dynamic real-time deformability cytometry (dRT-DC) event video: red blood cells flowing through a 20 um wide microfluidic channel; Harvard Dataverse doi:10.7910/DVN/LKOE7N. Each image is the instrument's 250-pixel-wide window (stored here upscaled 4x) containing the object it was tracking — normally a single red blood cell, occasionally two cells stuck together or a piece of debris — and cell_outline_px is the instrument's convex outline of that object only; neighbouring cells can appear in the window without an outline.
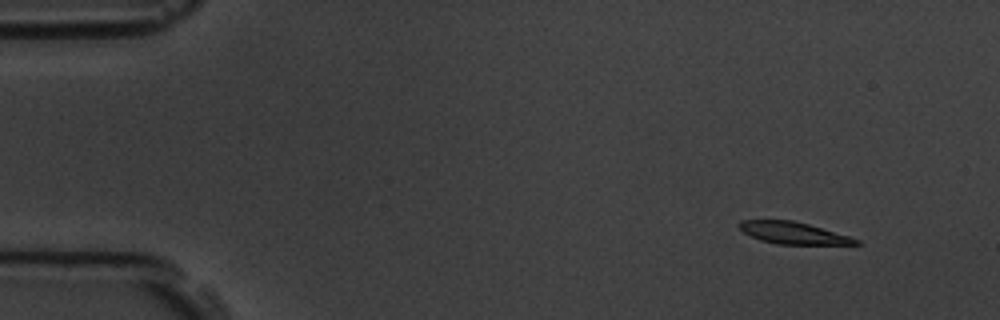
{"species": "common noctule bat (a hibernating species)", "species_latin": "Nyctalus noctula", "temperature_condition": "room temperature", "stored_images_in_passage": 3, "camera_frame_rate_fps": 3000, "um_per_image_px": 0.085, "animal": {"sex": "male", "body_mass_g": 19.5, "forearm_length_mm": 54.6}, "frame": {"image": 1, "passage_image": 1, "time_ms": 0.0, "image_size_px": [1000, 320], "cell_outline_px": [[860, 244], [776, 244], [760, 240], [744, 232], [736, 224], [740, 220], [792, 220], [808, 224], [848, 236], [860, 240]], "centroid_in_image_um": [67.38, 19.8], "position_along_channel_um": 17.6, "area_um2": 14.68}}